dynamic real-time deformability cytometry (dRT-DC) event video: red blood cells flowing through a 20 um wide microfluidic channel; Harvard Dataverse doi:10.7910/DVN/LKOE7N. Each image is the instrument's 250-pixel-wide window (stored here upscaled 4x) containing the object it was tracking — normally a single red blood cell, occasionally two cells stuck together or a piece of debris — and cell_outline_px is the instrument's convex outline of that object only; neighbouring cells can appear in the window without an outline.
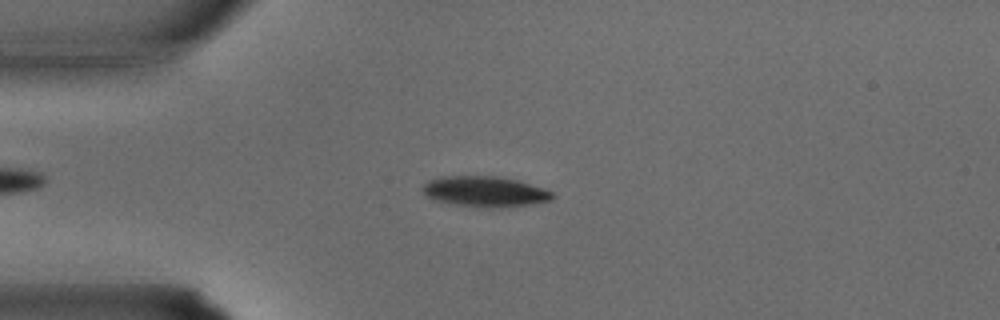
{"species": "common noctule bat (a hibernating species)", "species_latin": "Nyctalus noctula", "temperature_condition": "warm", "stored_images_in_passage": 29, "camera_frame_rate_fps": 3000, "um_per_image_px": 0.085, "animal": {"sex": "male", "body_mass_g": 15.6}, "frame": {"image": 1, "passage_image": 4, "time_ms": 1.0, "image_size_px": [1000, 320], "cell_outline_px": [[556, 196], [552, 200], [532, 204], [492, 208], [488, 208], [456, 204], [432, 200], [420, 188], [428, 180], [440, 176], [500, 176], [516, 180], [544, 188], [552, 192]], "centroid_in_image_um": [41.22, 16.27], "position_along_channel_um": 43.8, "area_um2": 23.18}}
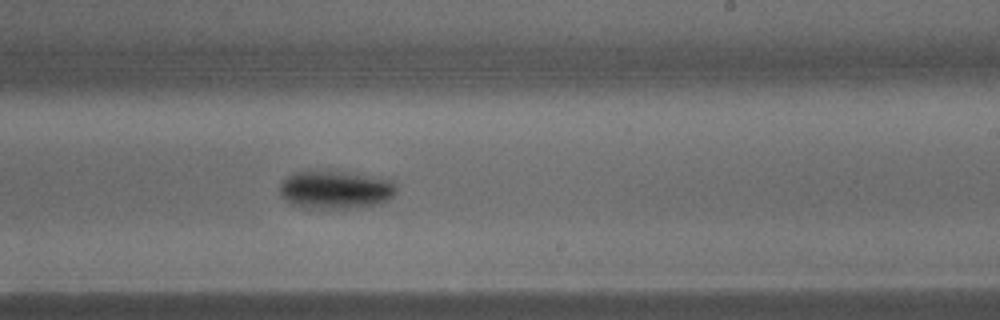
{"frame": {"image": 2, "passage_image": 16, "time_ms": 5.0, "image_size_px": [1000, 320], "cell_outline_px": [[396, 192], [388, 200], [376, 204], [360, 208], [304, 208], [292, 204], [284, 200], [280, 192], [280, 184], [284, 176], [292, 172], [348, 172], [388, 180], [396, 188]], "centroid_in_image_um": [28.45, 16.15], "position_along_channel_um": 260.6, "area_um2": 25.66}}
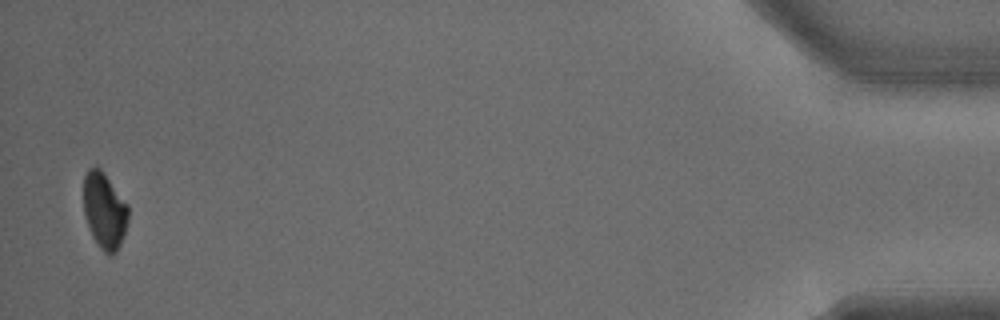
{"frame": {"image": 3, "passage_image": 29, "time_ms": 9.333, "image_size_px": [1000, 320], "cell_outline_px": [[128, 220], [120, 244], [116, 252], [112, 256], [108, 256], [100, 248], [92, 236], [84, 212], [84, 176], [88, 168], [96, 164], [104, 172], [128, 204]], "centroid_in_image_um": [8.88, 17.87], "position_along_channel_um": 426.3, "area_um2": 19.94}}